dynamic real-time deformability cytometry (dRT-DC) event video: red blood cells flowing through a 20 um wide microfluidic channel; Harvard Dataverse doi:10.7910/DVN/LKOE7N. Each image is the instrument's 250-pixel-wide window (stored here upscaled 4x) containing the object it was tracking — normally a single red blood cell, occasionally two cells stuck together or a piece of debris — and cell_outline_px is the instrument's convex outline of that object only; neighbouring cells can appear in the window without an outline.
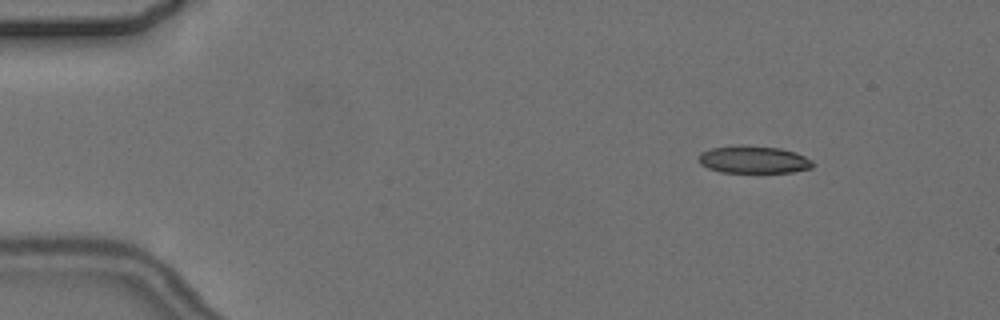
{"species": "common noctule bat (a hibernating species)", "species_latin": "Nyctalus noctula", "temperature_condition": "cold", "stored_images_in_passage": 5, "camera_frame_rate_fps": 3000, "um_per_image_px": 0.085, "animal": {"sex": "female", "body_mass_g": 24.6, "forearm_length_mm": 56.2}, "frame": {"image": 1, "passage_image": 2, "time_ms": 2.0, "image_size_px": [1000, 320], "cell_outline_px": [[816, 164], [812, 168], [792, 172], [720, 172], [708, 168], [700, 164], [696, 156], [700, 152], [712, 148], [744, 144], [780, 148], [796, 152], [812, 160]], "centroid_in_image_um": [64.05, 13.56], "position_along_channel_um": 21.0, "area_um2": 18.55}}